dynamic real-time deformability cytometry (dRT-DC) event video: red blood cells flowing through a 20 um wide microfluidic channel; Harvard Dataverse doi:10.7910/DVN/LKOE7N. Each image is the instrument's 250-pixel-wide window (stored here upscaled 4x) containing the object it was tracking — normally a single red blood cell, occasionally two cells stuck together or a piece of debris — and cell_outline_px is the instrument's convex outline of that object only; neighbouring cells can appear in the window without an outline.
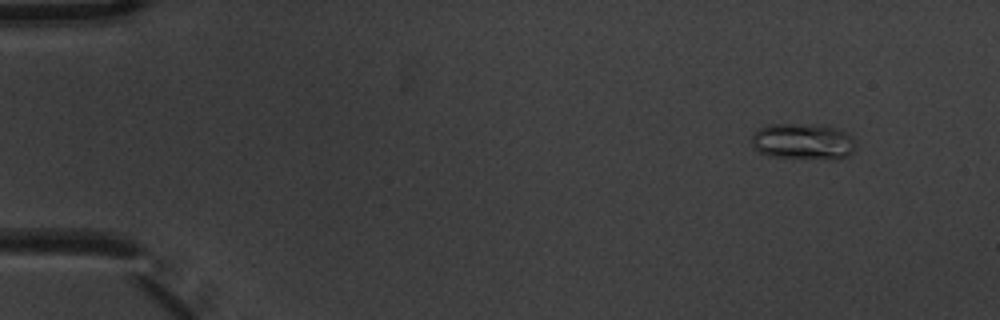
{"species": "common noctule bat (a hibernating species)", "species_latin": "Nyctalus noctula", "temperature_condition": "warm", "stored_images_in_passage": 5, "camera_frame_rate_fps": 3000, "um_per_image_px": 0.085, "animal": {"sex": "male", "body_mass_g": 20.1, "forearm_length_mm": 53.5}, "frame": {"image": 1, "passage_image": 1, "time_ms": 0.0, "image_size_px": [1000, 320], "cell_outline_px": [[856, 148], [848, 156], [836, 160], [832, 160], [768, 156], [756, 152], [752, 144], [752, 132], [760, 128], [772, 124], [828, 124], [852, 136]], "centroid_in_image_um": [68.26, 12.03], "position_along_channel_um": 16.7, "area_um2": 22.54}}